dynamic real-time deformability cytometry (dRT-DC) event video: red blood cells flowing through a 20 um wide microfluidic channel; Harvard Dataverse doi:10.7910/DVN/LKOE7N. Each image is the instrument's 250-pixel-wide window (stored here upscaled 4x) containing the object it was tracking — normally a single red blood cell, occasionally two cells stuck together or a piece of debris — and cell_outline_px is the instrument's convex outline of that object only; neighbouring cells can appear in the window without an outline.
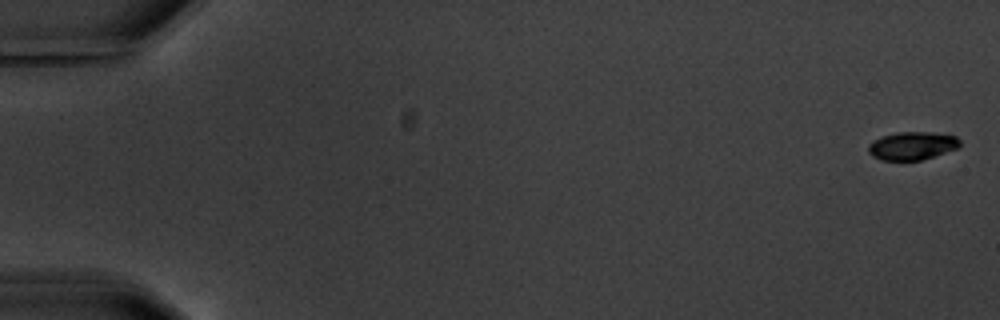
{"species": "common noctule bat (a hibernating species)", "species_latin": "Nyctalus noctula", "temperature_condition": "warm", "stored_images_in_passage": 5, "camera_frame_rate_fps": 3000, "um_per_image_px": 0.085, "animal": {"sex": "male", "body_mass_g": 20.1, "forearm_length_mm": 53.5}, "frame": {"image": 1, "passage_image": 1, "time_ms": 0.0, "image_size_px": [1000, 320], "cell_outline_px": [[960, 144], [956, 148], [920, 160], [880, 160], [872, 156], [868, 152], [868, 144], [872, 140], [896, 132], [932, 132], [956, 136], [960, 140]], "centroid_in_image_um": [77.49, 12.38], "position_along_channel_um": 7.5, "area_um2": 14.85}}
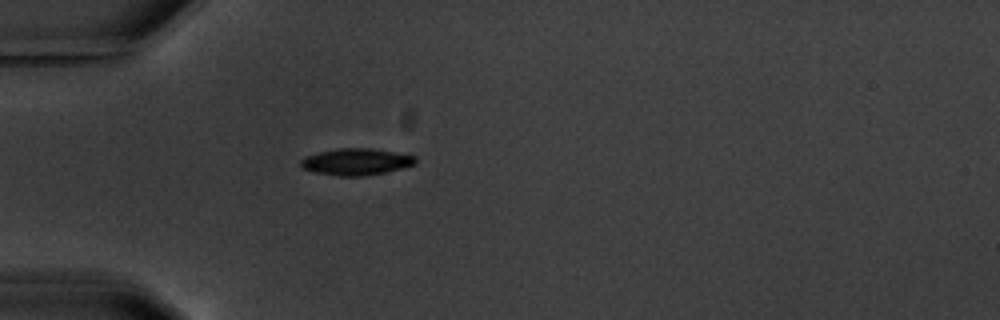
{"frame": {"image": 2, "passage_image": 5, "time_ms": 5.667, "image_size_px": [1000, 320], "cell_outline_px": [[416, 164], [384, 172], [364, 176], [336, 176], [316, 172], [304, 168], [300, 164], [300, 160], [308, 156], [320, 152], [340, 148], [368, 148], [416, 156]], "centroid_in_image_um": [30.28, 13.75], "position_along_channel_um": 54.7, "area_um2": 17.46}}